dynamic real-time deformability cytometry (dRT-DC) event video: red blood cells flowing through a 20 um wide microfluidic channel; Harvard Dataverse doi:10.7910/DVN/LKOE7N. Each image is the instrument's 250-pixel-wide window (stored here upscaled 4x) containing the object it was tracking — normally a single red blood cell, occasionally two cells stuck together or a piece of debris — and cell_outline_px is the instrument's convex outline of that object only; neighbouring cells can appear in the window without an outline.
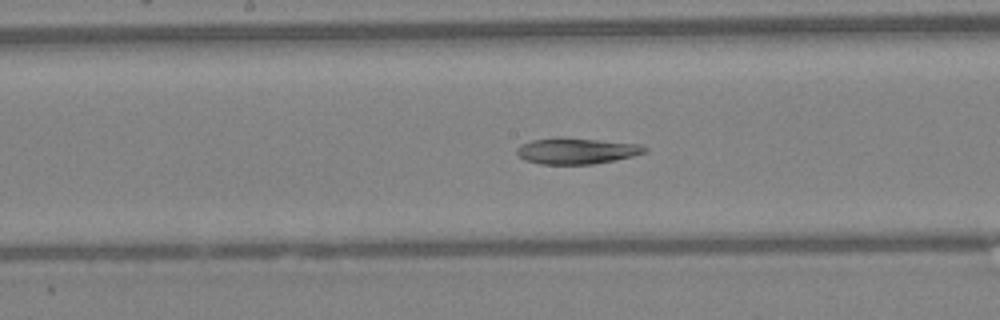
{"species": "Egyptian fruit bat (a non-hibernating species)", "species_latin": "Rousettus aegyptiacus", "temperature_condition": "warm", "stored_images_in_passage": 49, "segment_of_instrument_passage": [2, 2], "camera_frame_rate_fps": 3000, "um_per_image_px": 0.085, "animal": {"sex": "female"}, "frame": {"image": 1, "passage_image": 25, "time_ms": 8.0, "image_size_px": [1000, 320], "cell_outline_px": [[648, 148], [644, 152], [632, 156], [592, 164], [540, 164], [524, 160], [516, 152], [516, 148], [532, 140], [556, 136], [560, 136], [640, 144]], "centroid_in_image_um": [48.97, 12.81], "position_along_channel_um": 199.2, "area_um2": 19.42}}
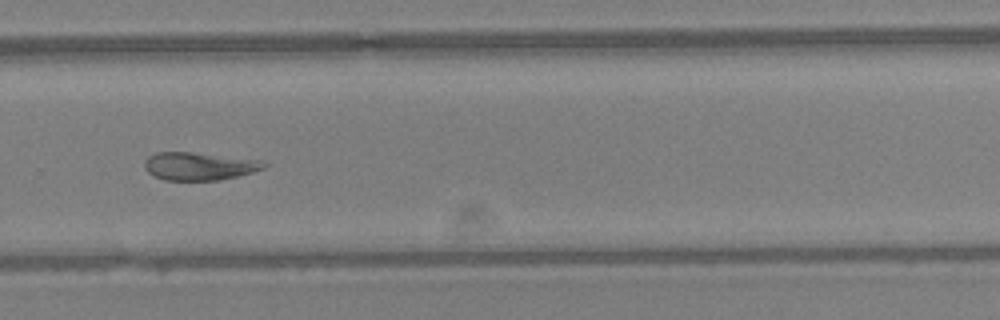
{"frame": {"image": 2, "passage_image": 33, "time_ms": 10.667, "image_size_px": [1000, 320], "cell_outline_px": [[268, 164], [264, 168], [252, 172], [220, 180], [164, 180], [152, 176], [144, 168], [144, 160], [148, 156], [156, 152], [192, 152], [264, 160]], "centroid_in_image_um": [16.91, 14.12], "position_along_channel_um": 312.9, "area_um2": 19.59}}
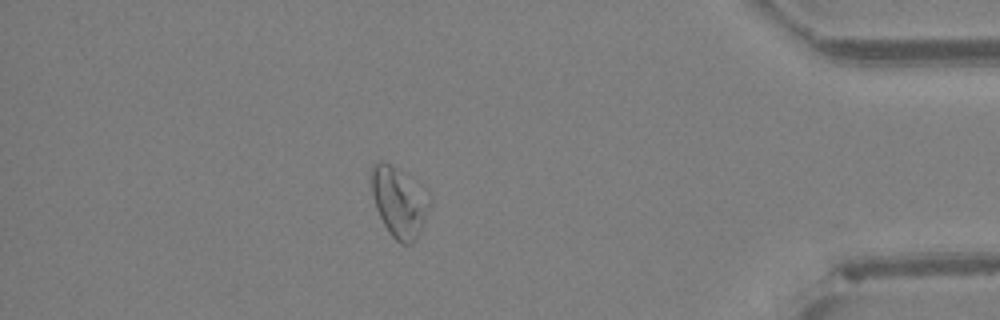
{"frame": {"image": 3, "passage_image": 42, "time_ms": 13.667, "image_size_px": [1000, 320], "cell_outline_px": [[432, 200], [420, 228], [412, 244], [400, 244], [388, 232], [376, 208], [372, 192], [372, 164], [376, 160], [384, 160], [396, 168], [432, 196]], "centroid_in_image_um": [33.91, 17.15], "position_along_channel_um": 401.3, "area_um2": 23.35}}